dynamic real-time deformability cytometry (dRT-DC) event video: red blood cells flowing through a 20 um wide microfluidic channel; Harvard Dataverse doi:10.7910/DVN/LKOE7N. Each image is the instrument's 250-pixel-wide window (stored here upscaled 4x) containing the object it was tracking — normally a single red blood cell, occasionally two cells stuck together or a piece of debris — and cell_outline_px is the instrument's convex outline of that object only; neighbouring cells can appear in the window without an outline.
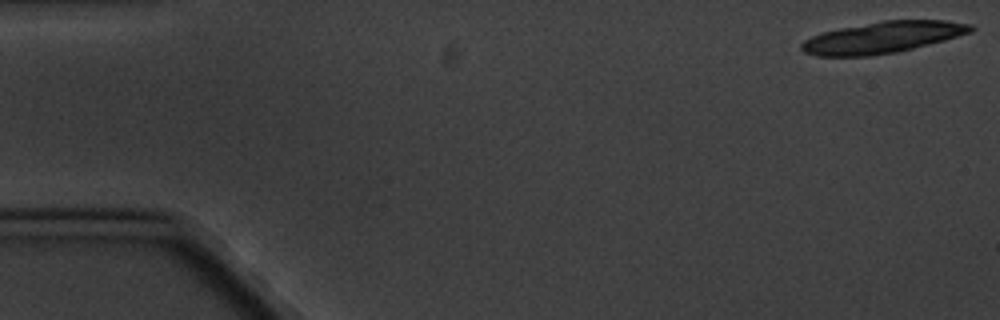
{"species": "common noctule bat (a hibernating species)", "species_latin": "Nyctalus noctula", "temperature_condition": "cold", "stored_images_in_passage": 10, "segment_of_instrument_passage": [1, 2], "camera_frame_rate_fps": 3000, "um_per_image_px": 0.085, "animal": {"sex": "male", "body_mass_g": 20.1, "forearm_length_mm": 53.5}, "frame": {"image": 1, "passage_image": 1, "time_ms": 0.0, "image_size_px": [1000, 320], "cell_outline_px": [[976, 28], [972, 32], [944, 40], [896, 52], [872, 56], [816, 56], [804, 52], [800, 48], [800, 44], [804, 40], [812, 36], [824, 32], [840, 28], [884, 20], [944, 20], [972, 24]], "centroid_in_image_um": [75.03, 3.18], "position_along_channel_um": 10.0, "area_um2": 30.92}}